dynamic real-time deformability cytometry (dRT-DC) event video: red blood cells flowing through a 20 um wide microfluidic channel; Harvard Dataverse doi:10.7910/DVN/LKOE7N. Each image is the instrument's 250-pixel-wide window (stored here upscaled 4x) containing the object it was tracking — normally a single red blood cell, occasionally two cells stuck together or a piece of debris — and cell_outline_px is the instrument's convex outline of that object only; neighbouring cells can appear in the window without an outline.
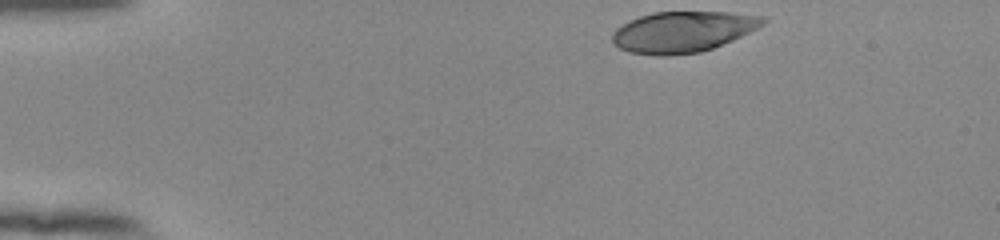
{"species": "human", "species_latin": "Homo sapiens", "temperature_condition": "room temperature", "stored_images_in_passage": 37, "camera_frame_rate_fps": 3000, "um_per_image_px": 0.085, "donor": {"sex": "female"}, "frame": {"image": 1, "passage_image": 1, "time_ms": 0.0, "image_size_px": [1000, 240], "cell_outline_px": [[768, 20], [764, 24], [732, 40], [712, 48], [700, 52], [668, 56], [656, 56], [628, 52], [612, 44], [612, 32], [616, 28], [640, 16], [652, 12], [732, 12], [768, 16]], "centroid_in_image_um": [58.04, 2.7], "position_along_channel_um": 27.0, "area_um2": 36.07}}
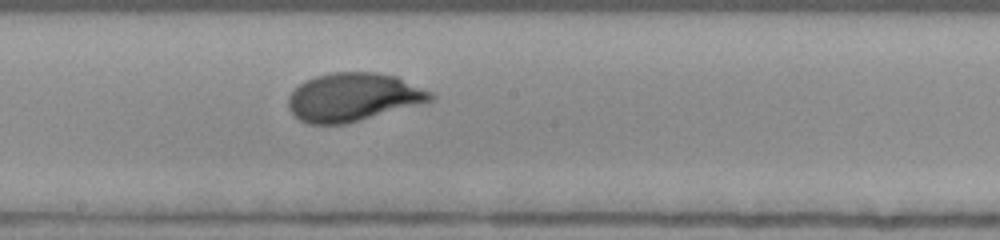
{"frame": {"image": 2, "passage_image": 22, "time_ms": 7.0, "image_size_px": [1000, 240], "cell_outline_px": [[436, 96], [432, 100], [424, 104], [344, 124], [308, 124], [300, 120], [288, 108], [288, 96], [304, 80], [316, 76], [332, 72], [376, 72], [396, 76], [432, 92]], "centroid_in_image_um": [30.04, 8.26], "position_along_channel_um": 218.2, "area_um2": 40.17}}
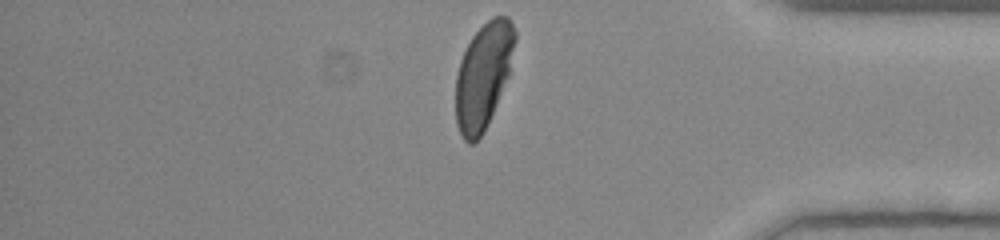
{"frame": {"image": 3, "passage_image": 37, "time_ms": 12.0, "image_size_px": [1000, 240], "cell_outline_px": [[516, 40], [508, 76], [488, 124], [484, 132], [472, 144], [468, 144], [464, 140], [456, 124], [456, 76], [460, 60], [472, 36], [492, 16], [508, 16], [516, 32]], "centroid_in_image_um": [41.08, 6.43], "position_along_channel_um": 394.1, "area_um2": 36.24}, "authors_computed_cell_mechanics": {"area_um2": 38.5526, "velocity_mm_per_s": 3.9223, "shape_relaxation_time_tau1_ms": 3.2044, "shape_relaxation_time_tau2_ms": null, "deformation_change_tau1": 0.1789, "deformation_change_tau2": null}}